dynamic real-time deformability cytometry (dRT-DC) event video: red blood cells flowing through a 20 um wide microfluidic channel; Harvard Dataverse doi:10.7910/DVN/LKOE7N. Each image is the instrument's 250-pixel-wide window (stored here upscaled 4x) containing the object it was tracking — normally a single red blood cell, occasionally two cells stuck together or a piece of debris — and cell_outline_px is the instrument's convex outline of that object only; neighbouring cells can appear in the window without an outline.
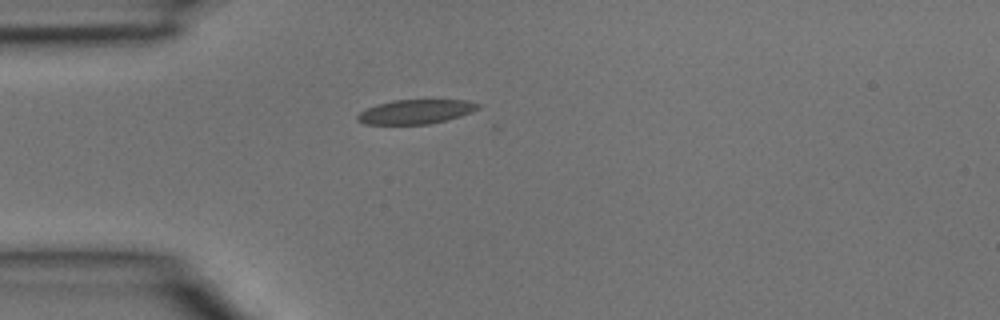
{"species": "common noctule bat (a hibernating species)", "species_latin": "Nyctalus noctula", "temperature_condition": "room temperature", "stored_images_in_passage": 1, "camera_frame_rate_fps": 3000, "um_per_image_px": 0.085, "animal": {"sex": "male", "body_mass_g": 15.6}, "frame": {"image": 1, "passage_image": 1, "time_ms": 0.0, "image_size_px": [1000, 320], "cell_outline_px": [[480, 108], [472, 112], [460, 116], [428, 124], [364, 124], [356, 120], [356, 116], [360, 112], [376, 104], [392, 100], [468, 100], [480, 104]], "centroid_in_image_um": [35.33, 9.49], "position_along_channel_um": 49.7, "area_um2": 17.05}}